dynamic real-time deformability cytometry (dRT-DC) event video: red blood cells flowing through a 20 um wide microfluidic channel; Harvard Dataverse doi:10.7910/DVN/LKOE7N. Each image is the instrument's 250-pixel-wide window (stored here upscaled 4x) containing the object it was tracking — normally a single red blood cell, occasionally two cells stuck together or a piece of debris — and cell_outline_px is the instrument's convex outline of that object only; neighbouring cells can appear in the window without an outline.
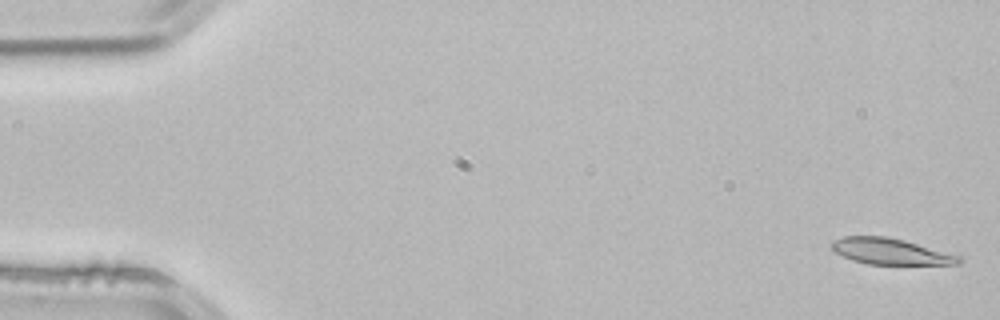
{"species": "common noctule bat (a hibernating species)", "species_latin": "Nyctalus noctula", "temperature_condition": "room temperature", "stored_images_in_passage": 4, "camera_frame_rate_fps": 3000, "um_per_image_px": 0.085, "animal": {"sex": "male", "body_mass_g": 21.5, "forearm_length_mm": 52.0}, "frame": {"image": 1, "passage_image": 1, "time_ms": 0.0, "image_size_px": [1000, 320], "cell_outline_px": [[964, 264], [868, 264], [852, 260], [832, 252], [828, 244], [832, 240], [844, 236], [888, 236], [904, 240], [960, 256], [964, 260]], "centroid_in_image_um": [75.63, 21.37], "position_along_channel_um": 9.4, "area_um2": 19.59}}
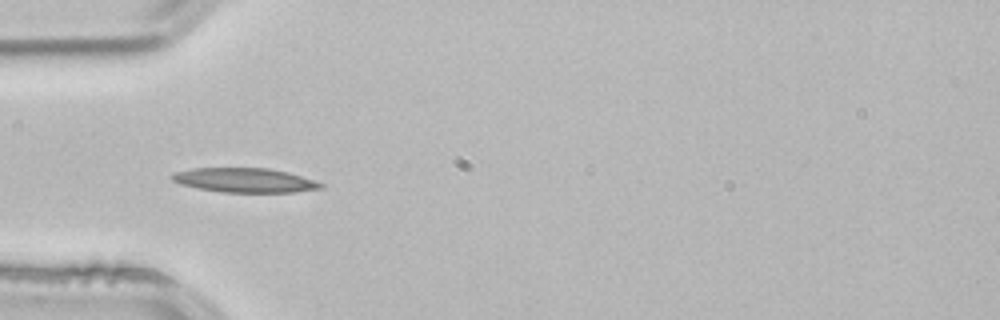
{"frame": {"image": 2, "passage_image": 3, "time_ms": 0.667, "image_size_px": [1000, 320], "cell_outline_px": [[324, 188], [292, 192], [224, 192], [200, 188], [180, 184], [172, 180], [168, 176], [176, 172], [192, 168], [268, 168], [288, 172], [316, 180], [324, 184]], "centroid_in_image_um": [20.83, 15.31], "position_along_channel_um": 64.2, "area_um2": 21.1}}